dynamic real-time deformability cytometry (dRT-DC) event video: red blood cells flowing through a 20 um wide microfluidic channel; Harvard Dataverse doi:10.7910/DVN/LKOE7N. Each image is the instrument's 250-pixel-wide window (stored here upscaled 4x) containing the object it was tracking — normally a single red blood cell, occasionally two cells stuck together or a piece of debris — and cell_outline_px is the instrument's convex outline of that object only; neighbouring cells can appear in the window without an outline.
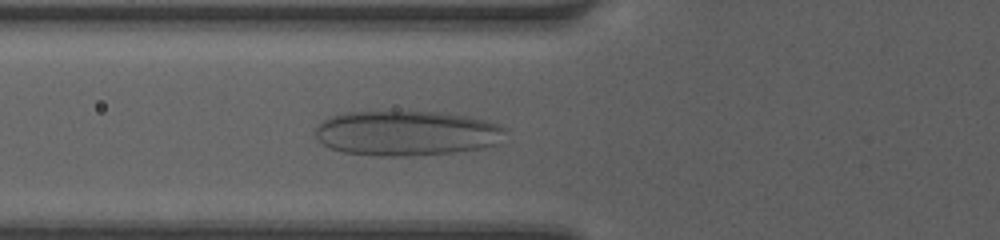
{"species": "human", "species_latin": "Homo sapiens", "temperature_condition": "room temperature", "stored_images_in_passage": 35, "camera_frame_rate_fps": 3000, "um_per_image_px": 0.085, "donor": {"sex": "female"}, "frame": {"image": 1, "passage_image": 5, "time_ms": 1.333, "image_size_px": [1000, 240], "cell_outline_px": [[504, 128], [496, 144], [484, 148], [452, 152], [416, 156], [376, 156], [344, 152], [332, 148], [324, 144], [316, 136], [316, 124], [328, 116], [344, 112], [400, 108], [440, 112], [468, 116], [488, 120], [500, 124]], "centroid_in_image_um": [34.5, 11.26], "position_along_channel_um": 91.3, "area_um2": 51.27}}
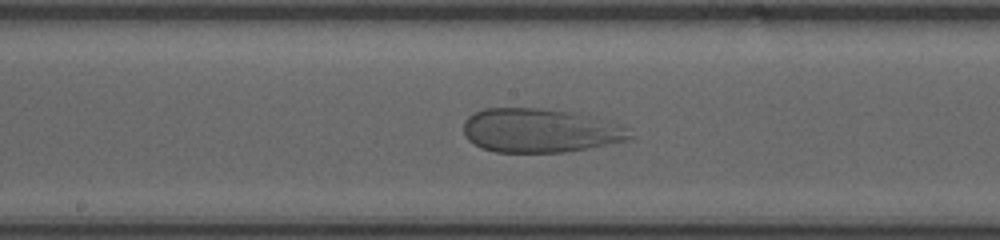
{"frame": {"image": 2, "passage_image": 13, "time_ms": 4.0, "image_size_px": [1000, 240], "cell_outline_px": [[632, 136], [624, 140], [588, 148], [564, 152], [496, 152], [480, 148], [468, 140], [464, 136], [464, 120], [468, 116], [484, 108], [540, 108], [580, 112], [624, 128]], "centroid_in_image_um": [45.79, 11.09], "position_along_channel_um": 202.4, "area_um2": 42.31}}
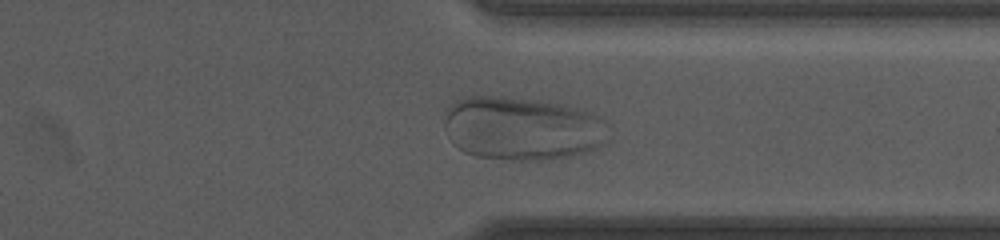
{"frame": {"image": 3, "passage_image": 25, "time_ms": 8.0, "image_size_px": [1000, 240], "cell_outline_px": [[608, 140], [600, 148], [572, 156], [540, 160], [520, 160], [476, 156], [464, 152], [448, 136], [444, 124], [444, 108], [456, 100], [464, 96], [508, 96], [540, 100], [564, 104], [588, 112], [604, 120]], "centroid_in_image_um": [44.36, 10.9], "position_along_channel_um": 367.0, "area_um2": 61.27}}